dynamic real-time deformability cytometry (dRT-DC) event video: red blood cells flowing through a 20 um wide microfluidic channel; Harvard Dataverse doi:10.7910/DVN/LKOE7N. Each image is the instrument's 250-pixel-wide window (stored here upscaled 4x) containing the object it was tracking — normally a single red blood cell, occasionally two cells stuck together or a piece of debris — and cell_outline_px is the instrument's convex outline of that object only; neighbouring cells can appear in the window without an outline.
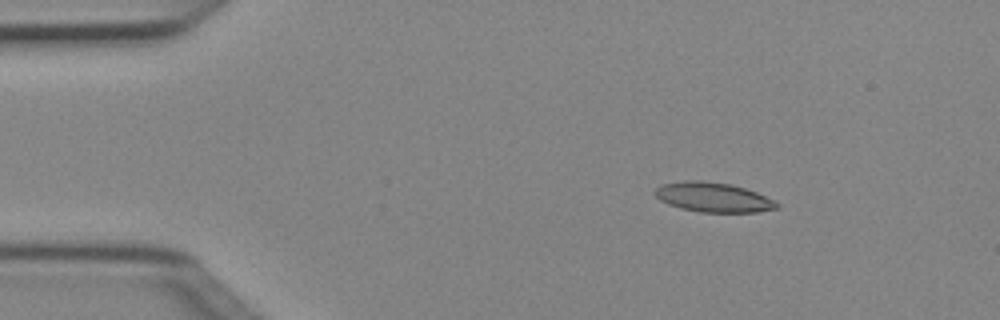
{"species": "Egyptian fruit bat (a non-hibernating species)", "species_latin": "Rousettus aegyptiacus", "temperature_condition": "cold", "stored_images_in_passage": 6, "camera_frame_rate_fps": 3000, "um_per_image_px": 0.085, "animal": {"sex": "female"}, "frame": {"image": 1, "passage_image": 3, "time_ms": 0.667, "image_size_px": [1000, 320], "cell_outline_px": [[780, 204], [776, 208], [756, 212], [700, 212], [680, 208], [668, 204], [660, 200], [652, 192], [660, 184], [684, 180], [700, 180], [732, 184], [756, 192]], "centroid_in_image_um": [60.56, 16.75], "position_along_channel_um": 24.4, "area_um2": 21.04}}
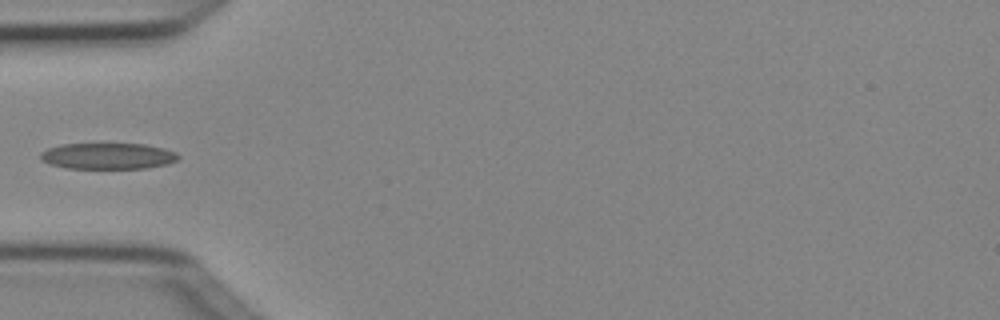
{"frame": {"image": 2, "passage_image": 5, "time_ms": 1.333, "image_size_px": [1000, 320], "cell_outline_px": [[180, 156], [176, 160], [168, 164], [148, 168], [68, 168], [48, 164], [40, 160], [40, 152], [48, 148], [60, 144], [144, 144], [164, 148], [176, 152]], "centroid_in_image_um": [9.15, 13.26], "position_along_channel_um": 75.8, "area_um2": 21.1}}
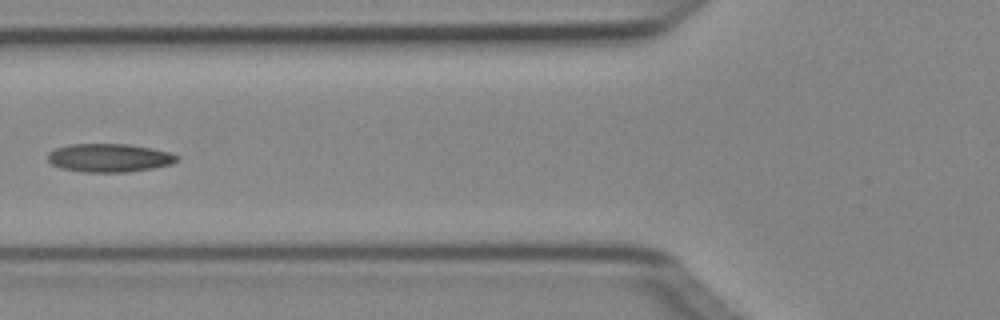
{"frame": {"image": 3, "passage_image": 6, "time_ms": 1.667, "image_size_px": [1000, 320], "cell_outline_px": [[180, 156], [172, 164], [152, 168], [124, 172], [84, 172], [60, 168], [52, 164], [48, 160], [48, 152], [56, 148], [68, 144], [128, 144], [152, 148], [168, 152]], "centroid_in_image_um": [9.26, 13.41], "position_along_channel_um": 116.5, "area_um2": 21.33}}